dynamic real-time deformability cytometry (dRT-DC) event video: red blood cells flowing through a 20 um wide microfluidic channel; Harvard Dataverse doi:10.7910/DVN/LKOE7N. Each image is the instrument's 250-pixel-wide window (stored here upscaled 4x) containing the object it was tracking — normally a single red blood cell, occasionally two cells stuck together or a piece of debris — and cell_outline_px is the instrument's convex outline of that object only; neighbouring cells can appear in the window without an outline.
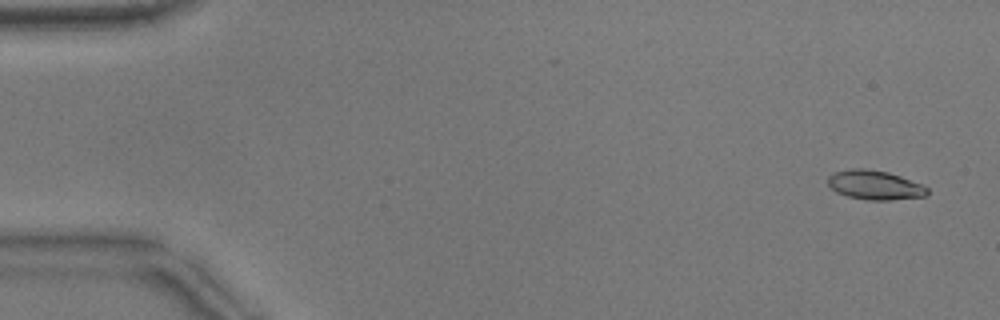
{"species": "common noctule bat (a hibernating species)", "species_latin": "Nyctalus noctula", "temperature_condition": "warm", "stored_images_in_passage": 53, "camera_frame_rate_fps": 3000, "um_per_image_px": 0.085, "animal": {"sex": "male", "body_mass_g": 17.9}, "frame": {"image": 1, "passage_image": 3, "time_ms": 0.667, "image_size_px": [1000, 320], "cell_outline_px": [[928, 192], [924, 196], [888, 200], [868, 200], [848, 196], [836, 192], [828, 184], [828, 176], [832, 172], [852, 168], [864, 168], [888, 172], [900, 176], [920, 184], [928, 188]], "centroid_in_image_um": [74.31, 15.72], "position_along_channel_um": 10.7, "area_um2": 16.82}}
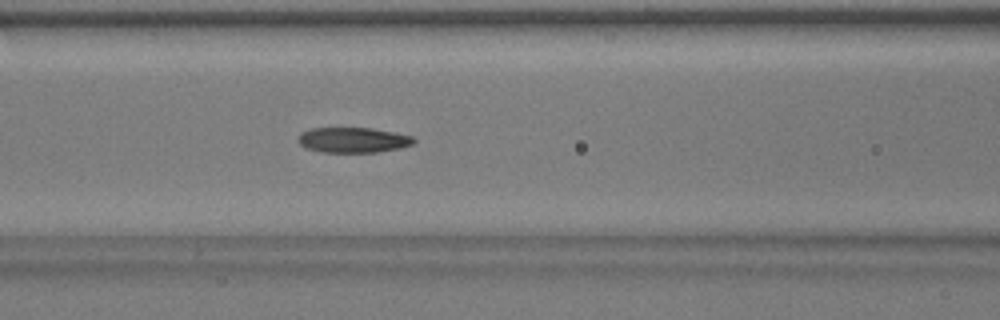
{"frame": {"image": 2, "passage_image": 23, "time_ms": 7.333, "image_size_px": [1000, 320], "cell_outline_px": [[416, 140], [412, 144], [400, 148], [376, 152], [324, 152], [308, 148], [300, 144], [296, 140], [300, 132], [312, 128], [372, 128], [396, 132], [412, 136]], "centroid_in_image_um": [30.01, 11.89], "position_along_channel_um": 136.6, "area_um2": 17.05}}
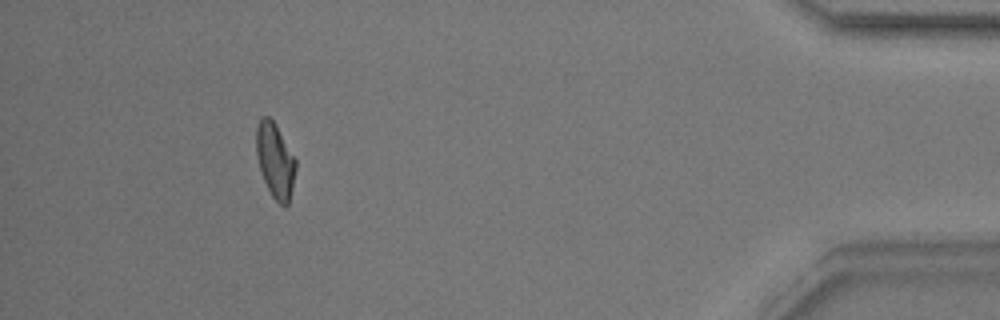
{"frame": {"image": 3, "passage_image": 49, "time_ms": 16.0, "image_size_px": [1000, 320], "cell_outline_px": [[296, 168], [292, 188], [288, 204], [284, 208], [272, 196], [264, 180], [260, 168], [256, 152], [256, 124], [264, 116], [268, 116], [276, 124], [296, 160]], "centroid_in_image_um": [23.39, 13.63], "position_along_channel_um": 411.8, "area_um2": 17.05}, "authors_computed_cell_mechanics": {"area_um2": 17.2822, "velocity_mm_per_s": 3.8508, "shape_relaxation_time_tau1_ms": 6.2089, "shape_relaxation_time_tau2_ms": 2.4729, "deformation_change_tau1": 0.2047, "deformation_change_tau2": 0.0863}}